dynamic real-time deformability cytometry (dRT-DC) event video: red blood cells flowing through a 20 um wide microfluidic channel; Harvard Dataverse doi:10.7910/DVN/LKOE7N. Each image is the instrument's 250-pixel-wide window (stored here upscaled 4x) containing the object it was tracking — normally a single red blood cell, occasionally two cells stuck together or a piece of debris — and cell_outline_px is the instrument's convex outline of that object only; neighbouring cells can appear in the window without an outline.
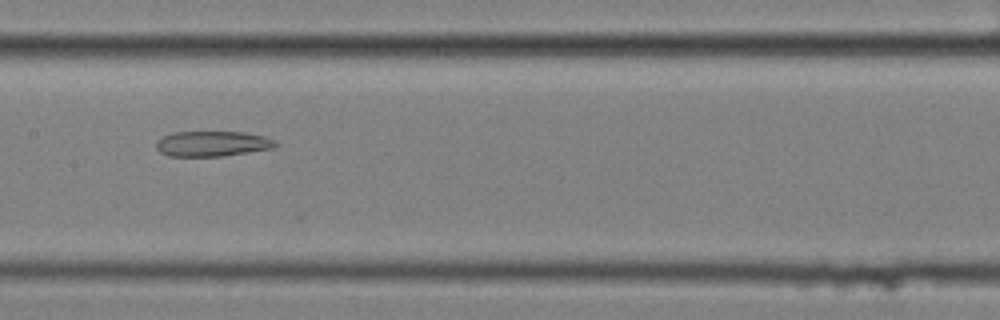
{"species": "common noctule bat (a hibernating species)", "species_latin": "Nyctalus noctula", "temperature_condition": "cold", "stored_images_in_passage": 55, "segment_of_instrument_passage": [2, 2], "camera_frame_rate_fps": 3000, "um_per_image_px": 0.085, "animal": {"sex": "female", "body_mass_g": 25.1}, "frame": {"image": 1, "passage_image": 26, "time_ms": 8.333, "image_size_px": [1000, 320], "cell_outline_px": [[280, 144], [272, 148], [248, 152], [220, 156], [168, 156], [160, 152], [156, 148], [156, 140], [172, 132], [244, 132], [264, 136], [276, 140]], "centroid_in_image_um": [18.05, 12.21], "position_along_channel_um": 189.4, "area_um2": 17.63}}
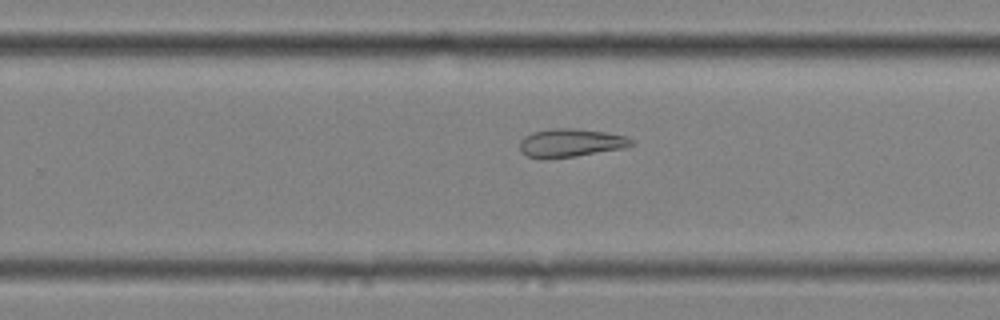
{"frame": {"image": 2, "passage_image": 34, "time_ms": 11.0, "image_size_px": [1000, 320], "cell_outline_px": [[636, 144], [624, 148], [576, 156], [528, 156], [520, 152], [520, 140], [524, 136], [532, 132], [552, 128], [576, 128], [604, 132], [624, 136], [632, 140]], "centroid_in_image_um": [48.53, 12.11], "position_along_channel_um": 281.3, "area_um2": 17.92}}
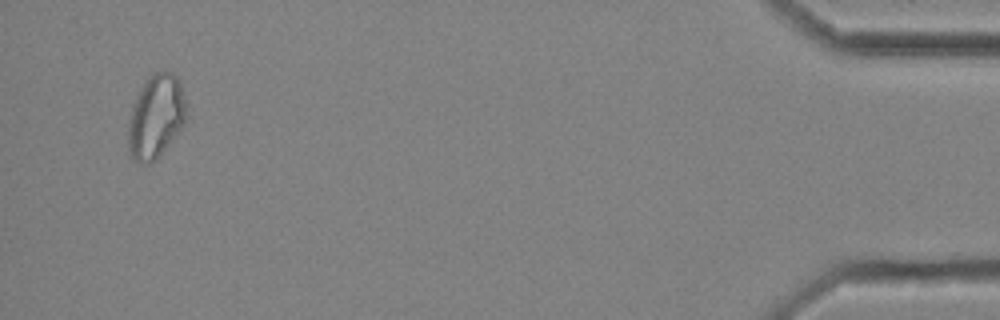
{"frame": {"image": 3, "passage_image": 53, "time_ms": 17.333, "image_size_px": [1000, 320], "cell_outline_px": [[184, 124], [164, 148], [148, 164], [140, 164], [132, 160], [128, 148], [128, 120], [136, 96], [144, 80], [152, 72], [172, 72], [180, 80], [184, 100]], "centroid_in_image_um": [13.2, 9.88], "position_along_channel_um": 422.0, "area_um2": 27.86}}